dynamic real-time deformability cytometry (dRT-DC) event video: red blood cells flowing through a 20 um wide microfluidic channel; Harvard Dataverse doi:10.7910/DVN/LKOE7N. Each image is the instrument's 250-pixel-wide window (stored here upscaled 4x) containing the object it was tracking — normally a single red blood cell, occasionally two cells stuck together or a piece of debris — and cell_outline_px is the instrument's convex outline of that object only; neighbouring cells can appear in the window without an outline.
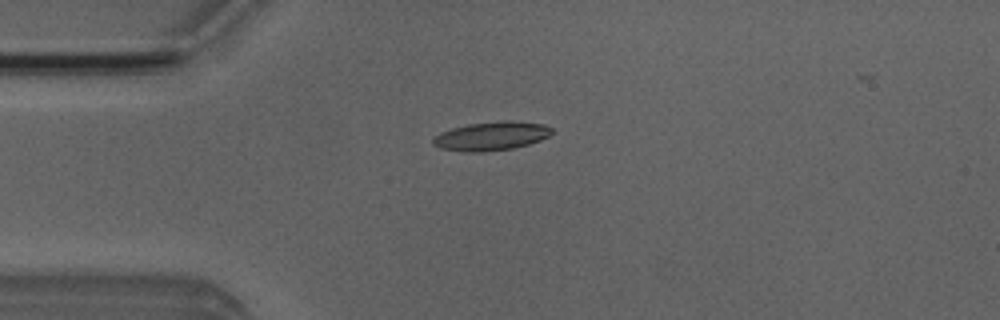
{"species": "Egyptian fruit bat (a non-hibernating species)", "species_latin": "Rousettus aegyptiacus", "temperature_condition": "room temperature", "stored_images_in_passage": 5, "camera_frame_rate_fps": 3000, "um_per_image_px": 0.085, "animal": {"sex": "male"}, "frame": {"image": 1, "passage_image": 3, "time_ms": 3.333, "image_size_px": [1000, 320], "cell_outline_px": [[552, 132], [548, 136], [540, 140], [528, 144], [512, 148], [480, 152], [468, 152], [440, 148], [432, 144], [432, 140], [440, 132], [452, 128], [468, 124], [504, 120], [512, 120], [544, 124], [552, 128]], "centroid_in_image_um": [41.76, 11.55], "position_along_channel_um": 43.2, "area_um2": 19.83}}